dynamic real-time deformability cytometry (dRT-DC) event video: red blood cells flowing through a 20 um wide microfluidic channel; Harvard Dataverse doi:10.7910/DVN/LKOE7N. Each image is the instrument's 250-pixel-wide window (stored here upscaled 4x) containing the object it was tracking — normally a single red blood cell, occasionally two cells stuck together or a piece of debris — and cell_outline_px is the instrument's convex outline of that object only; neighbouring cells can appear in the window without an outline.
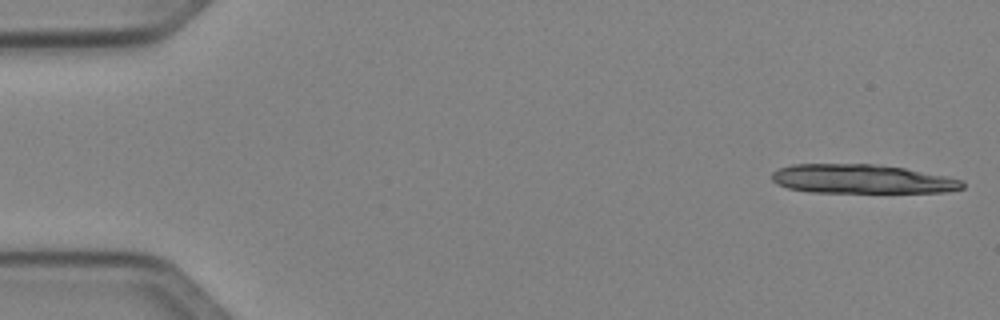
{"species": "Egyptian fruit bat (a non-hibernating species)", "species_latin": "Rousettus aegyptiacus", "temperature_condition": "cold", "stored_images_in_passage": 7, "camera_frame_rate_fps": 3000, "um_per_image_px": 0.085, "animal": {"sex": "female"}, "frame": {"image": 1, "passage_image": 1, "time_ms": 0.0, "image_size_px": [1000, 320], "cell_outline_px": [[964, 188], [948, 192], [808, 192], [788, 188], [776, 184], [772, 180], [772, 172], [780, 168], [792, 164], [872, 164], [904, 168], [964, 180]], "centroid_in_image_um": [73.24, 15.22], "position_along_channel_um": 11.8, "area_um2": 32.19}}